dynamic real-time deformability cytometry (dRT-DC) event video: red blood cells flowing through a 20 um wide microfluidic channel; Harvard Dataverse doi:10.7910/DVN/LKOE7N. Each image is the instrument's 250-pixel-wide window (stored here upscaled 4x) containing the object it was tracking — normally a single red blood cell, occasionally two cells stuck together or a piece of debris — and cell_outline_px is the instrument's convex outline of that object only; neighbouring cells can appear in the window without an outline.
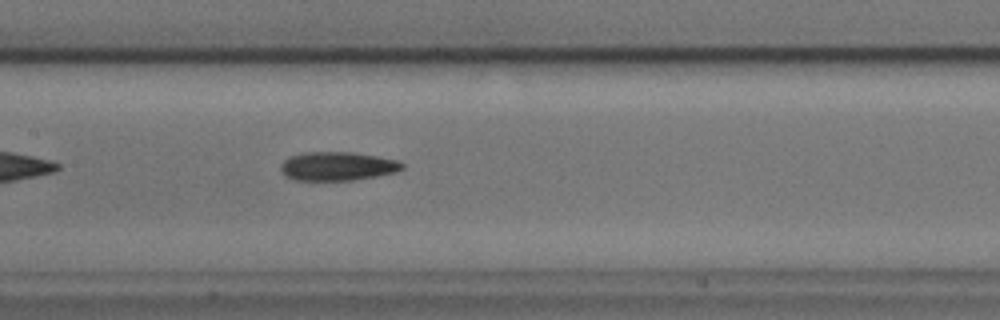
{"species": "common noctule bat (a hibernating species)", "species_latin": "Nyctalus noctula", "temperature_condition": "cold", "stored_images_in_passage": 32, "camera_frame_rate_fps": 3000, "um_per_image_px": 0.085, "animal": {"sex": "male", "body_mass_g": 17.9, "forearm_length_mm": 54.2}, "frame": {"image": 1, "passage_image": 10, "time_ms": 3.0, "image_size_px": [1000, 320], "cell_outline_px": [[404, 168], [396, 172], [376, 176], [352, 180], [292, 180], [284, 176], [280, 168], [280, 164], [284, 160], [292, 156], [304, 152], [352, 152], [400, 160], [404, 164]], "centroid_in_image_um": [28.68, 14.13], "position_along_channel_um": 178.7, "area_um2": 20.46}}
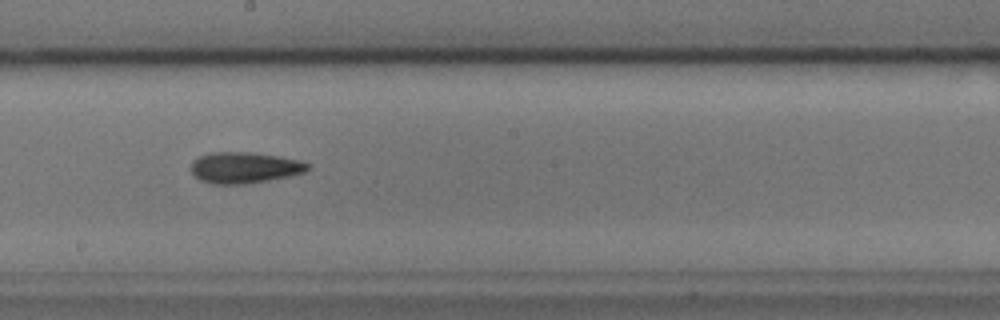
{"frame": {"image": 2, "passage_image": 14, "time_ms": 4.333, "image_size_px": [1000, 320], "cell_outline_px": [[308, 168], [304, 172], [288, 176], [268, 180], [244, 184], [212, 184], [200, 180], [192, 172], [192, 160], [200, 156], [212, 152], [252, 152], [300, 160], [308, 164]], "centroid_in_image_um": [20.75, 14.24], "position_along_channel_um": 227.5, "area_um2": 20.92}, "authors_computed_cell_mechanics": {"area_um2": 20.4034, "velocity_mm_per_s": 3.6637, "shape_relaxation_time_tau1_ms": 8.3776, "shape_relaxation_time_tau2_ms": 9.0863, "deformation_change_tau1": 0.1679, "deformation_change_tau2": 0.211}}